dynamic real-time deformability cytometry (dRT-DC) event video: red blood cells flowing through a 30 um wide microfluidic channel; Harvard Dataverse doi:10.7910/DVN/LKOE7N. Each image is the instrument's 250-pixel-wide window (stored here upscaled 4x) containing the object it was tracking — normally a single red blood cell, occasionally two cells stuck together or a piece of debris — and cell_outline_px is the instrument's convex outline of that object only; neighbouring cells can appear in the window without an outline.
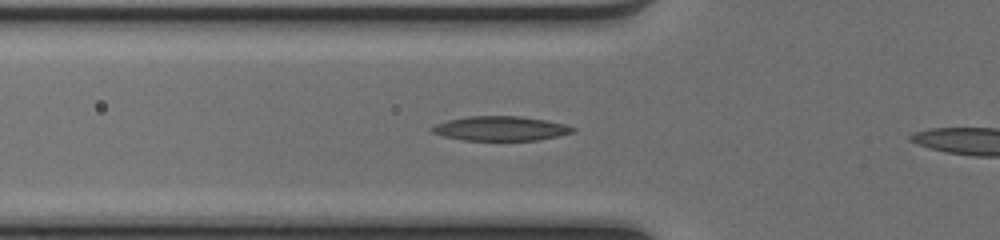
{"species": "common noctule bat (a hibernating species)", "species_latin": "Nyctalus noctula", "temperature_condition": "cold", "stored_images_in_passage": 4, "camera_frame_rate_fps": 3000, "um_per_image_px": 0.085, "animal": {"sex": "female", "body_mass_g": 17.0, "forearm_length_mm": 48.0}, "frame": {"image": 1, "passage_image": 2, "time_ms": 0.333, "image_size_px": [1000, 240], "cell_outline_px": [[576, 132], [536, 140], [464, 140], [444, 136], [432, 132], [432, 128], [436, 124], [448, 120], [468, 116], [520, 116], [544, 120], [564, 124], [576, 128]], "centroid_in_image_um": [42.57, 10.92], "position_along_channel_um": 83.2, "area_um2": 19.83}}